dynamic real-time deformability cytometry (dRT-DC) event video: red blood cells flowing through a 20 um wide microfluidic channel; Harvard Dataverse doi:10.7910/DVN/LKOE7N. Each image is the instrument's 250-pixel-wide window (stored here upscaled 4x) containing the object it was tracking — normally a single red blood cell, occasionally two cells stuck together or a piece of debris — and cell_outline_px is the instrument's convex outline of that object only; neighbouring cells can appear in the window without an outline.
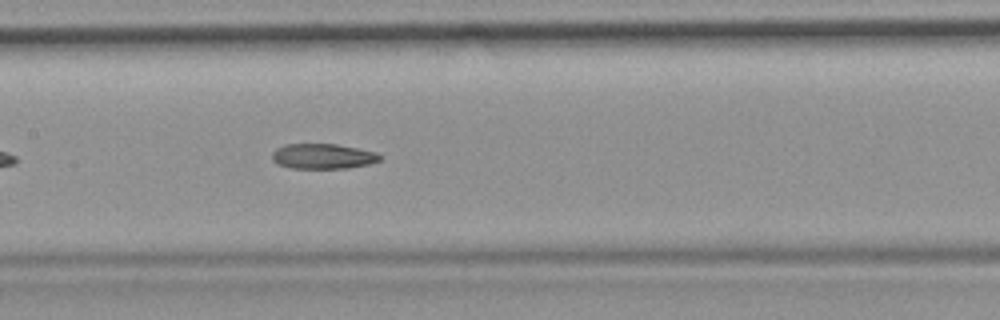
{"species": "common noctule bat (a hibernating species)", "species_latin": "Nyctalus noctula", "temperature_condition": "room temperature", "stored_images_in_passage": 28, "camera_frame_rate_fps": 3000, "um_per_image_px": 0.085, "animal": {"sex": "female", "body_mass_g": 19.9}, "frame": {"image": 1, "passage_image": 9, "time_ms": 2.667, "image_size_px": [1000, 320], "cell_outline_px": [[380, 160], [368, 164], [348, 168], [292, 168], [276, 164], [272, 160], [272, 152], [276, 148], [284, 144], [336, 144], [376, 152], [380, 156]], "centroid_in_image_um": [27.39, 13.28], "position_along_channel_um": 180.0, "area_um2": 15.78}}